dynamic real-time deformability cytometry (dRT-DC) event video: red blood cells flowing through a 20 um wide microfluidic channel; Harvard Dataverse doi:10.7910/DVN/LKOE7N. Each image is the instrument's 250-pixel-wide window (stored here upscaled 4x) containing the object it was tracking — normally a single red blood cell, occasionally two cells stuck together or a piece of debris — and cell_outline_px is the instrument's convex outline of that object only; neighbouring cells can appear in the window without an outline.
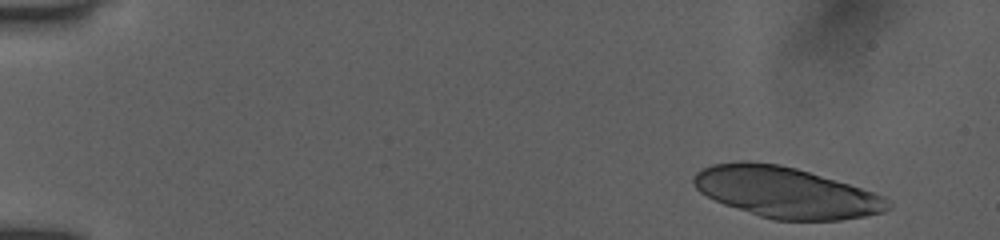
{"species": "human", "species_latin": "Homo sapiens", "temperature_condition": "room temperature", "stored_images_in_passage": 47, "camera_frame_rate_fps": 3000, "um_per_image_px": 0.085, "donor": {"sex": "female"}, "frame": {"image": 1, "passage_image": 4, "time_ms": 0.667, "image_size_px": [1000, 240], "cell_outline_px": [[892, 204], [884, 212], [864, 216], [840, 220], [772, 220], [724, 204], [700, 192], [692, 184], [692, 176], [696, 172], [712, 164], [740, 160], [748, 160], [780, 164], [796, 168], [848, 184], [884, 196]], "centroid_in_image_um": [66.75, 16.34], "position_along_channel_um": 18.2, "area_um2": 57.34}}
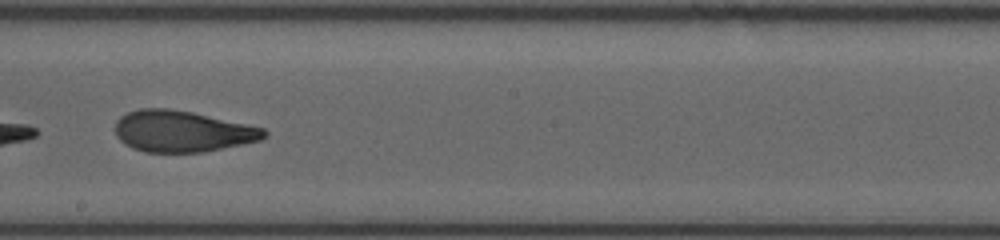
{"frame": {"image": 2, "passage_image": 36, "time_ms": 9.667, "image_size_px": [1000, 240], "cell_outline_px": [[268, 136], [260, 140], [204, 152], [144, 152], [132, 148], [124, 144], [116, 136], [116, 120], [120, 116], [128, 112], [140, 108], [168, 108], [192, 112], [264, 128], [268, 132]], "centroid_in_image_um": [15.47, 11.16], "position_along_channel_um": 232.7, "area_um2": 35.84}}
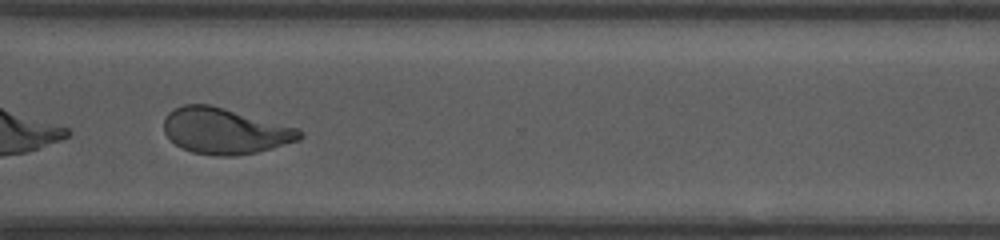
{"frame": {"image": 3, "passage_image": 46, "time_ms": 12.667, "image_size_px": [1000, 240], "cell_outline_px": [[304, 136], [300, 140], [256, 152], [232, 156], [216, 156], [192, 152], [180, 148], [164, 132], [164, 116], [168, 112], [184, 104], [208, 104], [224, 108], [296, 128], [304, 132]], "centroid_in_image_um": [19.09, 11.14], "position_along_channel_um": 351.5, "area_um2": 36.07}}